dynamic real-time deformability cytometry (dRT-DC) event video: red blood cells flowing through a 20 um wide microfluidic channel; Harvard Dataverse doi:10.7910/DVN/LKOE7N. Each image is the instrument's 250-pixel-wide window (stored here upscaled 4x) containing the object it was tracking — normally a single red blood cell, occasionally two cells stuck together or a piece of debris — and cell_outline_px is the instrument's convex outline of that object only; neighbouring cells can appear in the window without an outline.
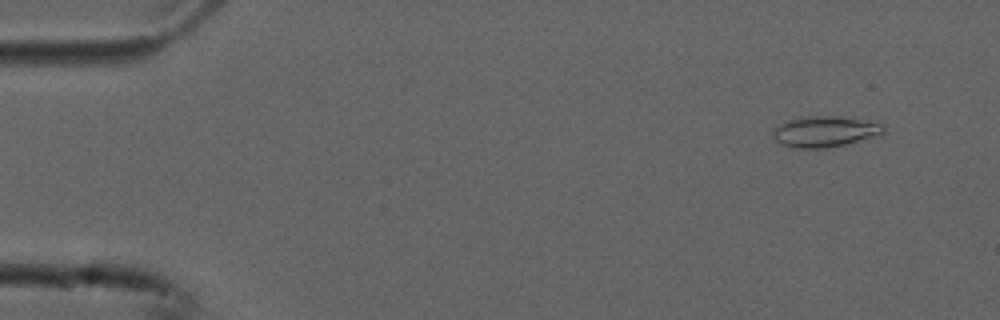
{"species": "common noctule bat (a hibernating species)", "species_latin": "Nyctalus noctula", "temperature_condition": "cold", "stored_images_in_passage": 54, "camera_frame_rate_fps": 3000, "um_per_image_px": 0.085, "animal": {"sex": "male", "forearm_length_mm": 52.5}, "frame": {"image": 1, "passage_image": 4, "time_ms": 1.0, "image_size_px": [1000, 320], "cell_outline_px": [[884, 132], [880, 136], [844, 144], [824, 148], [796, 148], [784, 144], [776, 140], [772, 136], [772, 132], [780, 124], [788, 120], [816, 116], [836, 116], [884, 124]], "centroid_in_image_um": [70.15, 11.19], "position_along_channel_um": 14.9, "area_um2": 19.48}}
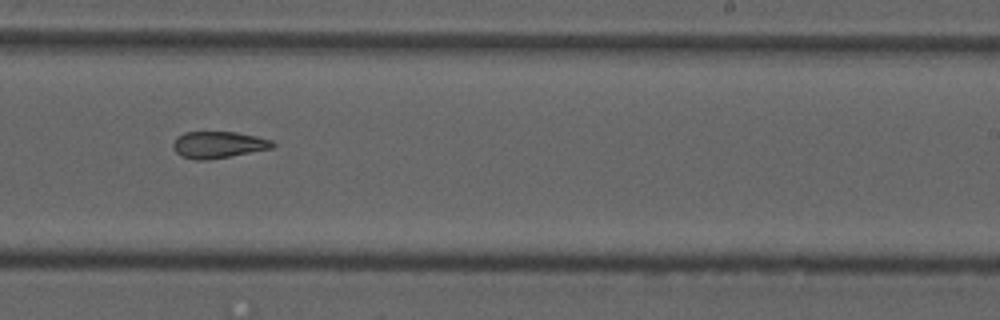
{"frame": {"image": 2, "passage_image": 33, "time_ms": 10.667, "image_size_px": [1000, 320], "cell_outline_px": [[276, 144], [272, 148], [208, 160], [196, 160], [180, 156], [172, 148], [172, 144], [184, 132], [236, 132], [256, 136], [272, 140]], "centroid_in_image_um": [18.55, 12.31], "position_along_channel_um": 270.4, "area_um2": 15.37}}
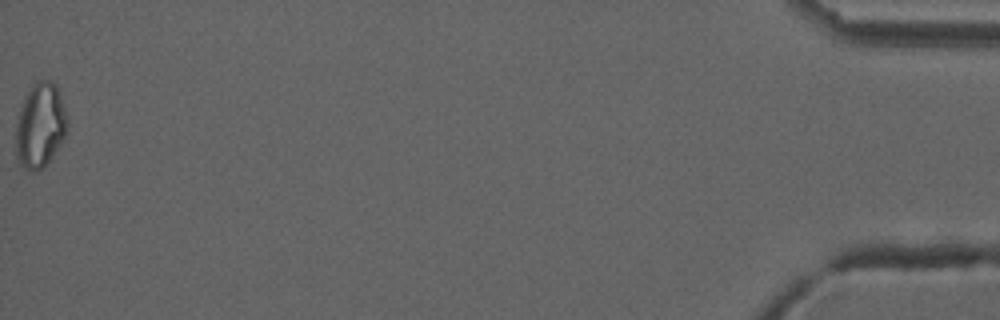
{"frame": {"image": 3, "passage_image": 54, "time_ms": 17.667, "image_size_px": [1000, 320], "cell_outline_px": [[68, 124], [64, 136], [60, 144], [44, 168], [36, 172], [24, 168], [16, 160], [16, 128], [20, 112], [24, 100], [32, 84], [36, 80], [52, 80], [56, 84], [60, 92], [68, 120]], "centroid_in_image_um": [3.43, 10.66], "position_along_channel_um": 431.8, "area_um2": 25.37}, "authors_computed_cell_mechanics": {"area_um2": 17.8313, "velocity_mm_per_s": 3.7591, "shape_relaxation_time_tau1_ms": null, "shape_relaxation_time_tau2_ms": 4.3639, "deformation_change_tau1": null, "deformation_change_tau2": 0.1218}}